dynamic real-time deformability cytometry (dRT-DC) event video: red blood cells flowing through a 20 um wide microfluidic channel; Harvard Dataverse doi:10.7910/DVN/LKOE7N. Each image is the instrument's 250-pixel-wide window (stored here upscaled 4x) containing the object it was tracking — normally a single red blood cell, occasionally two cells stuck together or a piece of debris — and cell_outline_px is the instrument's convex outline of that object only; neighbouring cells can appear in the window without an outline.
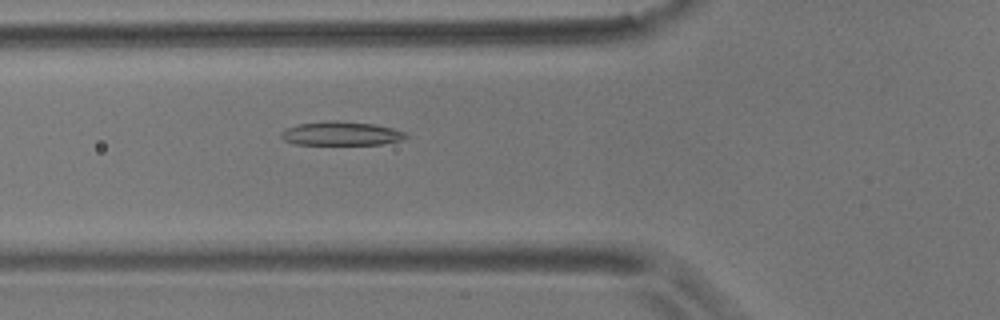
{"species": "common noctule bat (a hibernating species)", "species_latin": "Nyctalus noctula", "temperature_condition": "room temperature", "stored_images_in_passage": 41, "camera_frame_rate_fps": 3000, "um_per_image_px": 0.085, "animal": {"sex": "male", "body_mass_g": 17.9}, "frame": {"image": 1, "passage_image": 5, "time_ms": 1.333, "image_size_px": [1000, 320], "cell_outline_px": [[408, 136], [404, 140], [380, 144], [292, 144], [284, 140], [280, 136], [280, 132], [296, 124], [328, 120], [336, 120], [376, 124], [392, 128], [404, 132]], "centroid_in_image_um": [28.98, 11.34], "position_along_channel_um": 96.8, "area_um2": 17.46}}
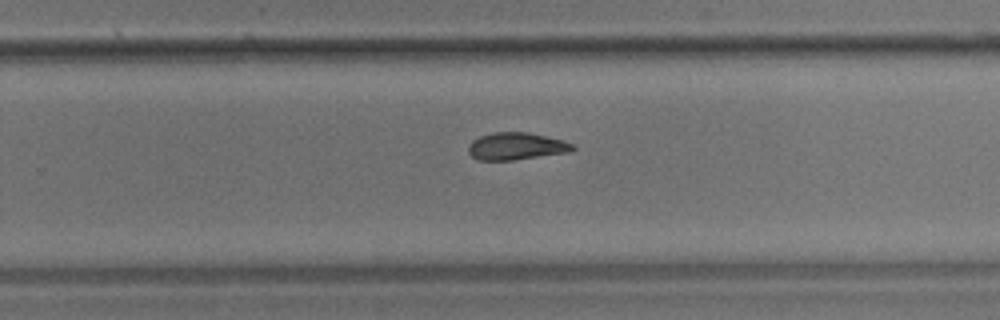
{"frame": {"image": 2, "passage_image": 21, "time_ms": 6.667, "image_size_px": [1000, 320], "cell_outline_px": [[576, 148], [568, 152], [512, 160], [476, 160], [468, 152], [468, 148], [472, 140], [480, 136], [492, 132], [528, 132], [564, 140], [572, 144]], "centroid_in_image_um": [43.86, 12.42], "position_along_channel_um": 285.9, "area_um2": 16.53}}
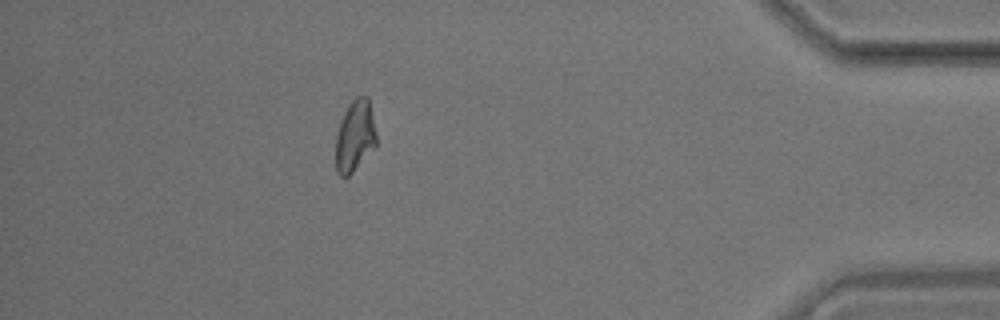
{"frame": {"image": 3, "passage_image": 35, "time_ms": 11.333, "image_size_px": [1000, 320], "cell_outline_px": [[376, 148], [348, 176], [340, 176], [336, 172], [336, 136], [344, 112], [348, 104], [356, 96], [368, 96], [376, 132]], "centroid_in_image_um": [30.18, 11.57], "position_along_channel_um": 405.0, "area_um2": 16.99}}